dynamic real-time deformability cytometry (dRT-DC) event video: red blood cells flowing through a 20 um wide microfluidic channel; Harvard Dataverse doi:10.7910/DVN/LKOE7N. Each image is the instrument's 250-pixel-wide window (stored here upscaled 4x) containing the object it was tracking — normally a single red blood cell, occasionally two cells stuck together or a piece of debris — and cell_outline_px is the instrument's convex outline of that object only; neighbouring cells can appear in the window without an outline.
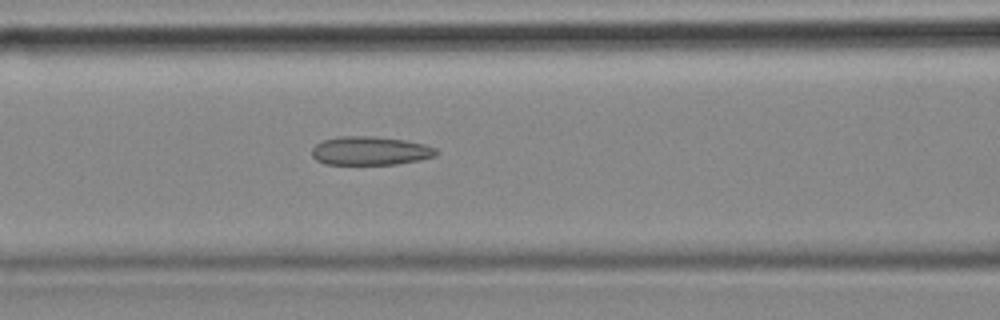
{"species": "common noctule bat (a hibernating species)", "species_latin": "Nyctalus noctula", "temperature_condition": "cold", "stored_images_in_passage": 40, "camera_frame_rate_fps": 3000, "um_per_image_px": 0.085, "animal": {"sex": "female", "body_mass_g": 18.4}, "frame": {"image": 1, "passage_image": 7, "time_ms": 2.0, "image_size_px": [1000, 320], "cell_outline_px": [[436, 156], [420, 160], [396, 164], [324, 164], [316, 160], [312, 156], [312, 148], [316, 144], [324, 140], [340, 136], [372, 136], [404, 140], [424, 144], [436, 148]], "centroid_in_image_um": [31.46, 12.82], "position_along_channel_um": 135.1, "area_um2": 20.69}, "authors_computed_cell_mechanics": {"area_um2": 20.4034, "velocity_mm_per_s": 3.5786, "shape_relaxation_time_tau1_ms": null, "shape_relaxation_time_tau2_ms": 6.8221, "deformation_change_tau1": null, "deformation_change_tau2": 0.1798}}